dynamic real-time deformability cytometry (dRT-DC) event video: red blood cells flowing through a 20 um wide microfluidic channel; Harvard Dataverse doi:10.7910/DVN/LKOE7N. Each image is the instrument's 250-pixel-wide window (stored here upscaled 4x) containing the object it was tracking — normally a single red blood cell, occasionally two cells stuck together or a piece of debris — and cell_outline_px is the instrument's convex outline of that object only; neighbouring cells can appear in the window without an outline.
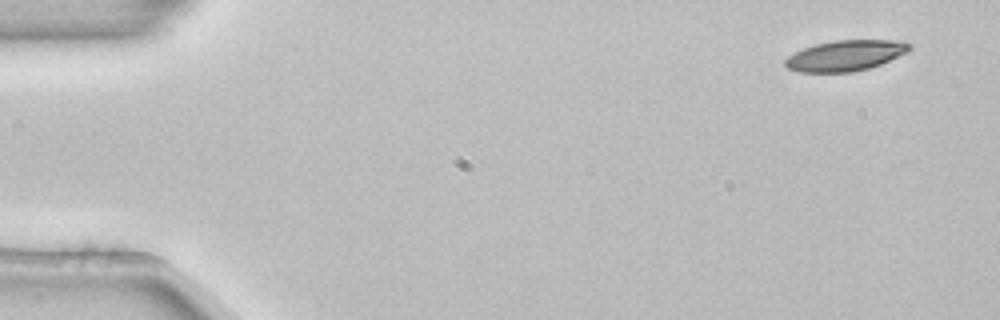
{"species": "common noctule bat (a hibernating species)", "species_latin": "Nyctalus noctula", "temperature_condition": "room temperature", "stored_images_in_passage": 6, "camera_frame_rate_fps": 3000, "um_per_image_px": 0.085, "animal": {"sex": "female", "body_mass_g": 22.7, "forearm_length_mm": 54.2}, "frame": {"image": 1, "passage_image": 1, "time_ms": 0.0, "image_size_px": [1000, 320], "cell_outline_px": [[912, 48], [908, 52], [880, 64], [868, 68], [852, 72], [800, 72], [788, 68], [784, 64], [784, 60], [788, 56], [804, 48], [816, 44], [836, 40], [904, 40], [912, 44]], "centroid_in_image_um": [71.9, 4.71], "position_along_channel_um": 13.1, "area_um2": 22.2}}
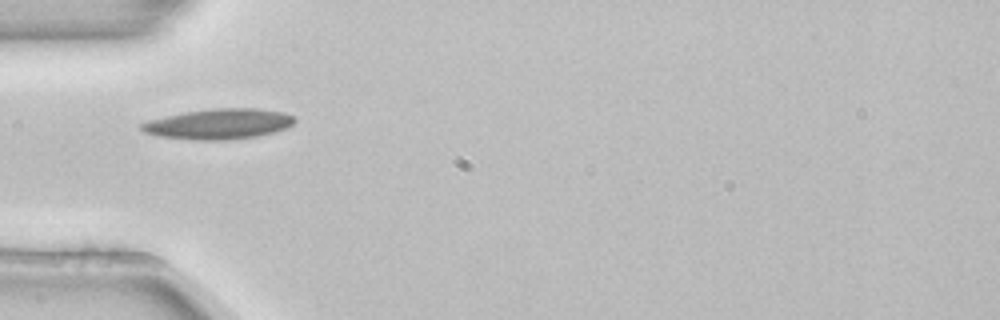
{"frame": {"image": 2, "passage_image": 4, "time_ms": 1.0, "image_size_px": [1000, 320], "cell_outline_px": [[296, 120], [288, 128], [256, 136], [220, 140], [196, 140], [156, 136], [144, 132], [140, 128], [140, 124], [148, 120], [184, 112], [212, 108], [256, 108], [284, 112], [292, 116]], "centroid_in_image_um": [18.57, 10.53], "position_along_channel_um": 66.4, "area_um2": 27.05}}